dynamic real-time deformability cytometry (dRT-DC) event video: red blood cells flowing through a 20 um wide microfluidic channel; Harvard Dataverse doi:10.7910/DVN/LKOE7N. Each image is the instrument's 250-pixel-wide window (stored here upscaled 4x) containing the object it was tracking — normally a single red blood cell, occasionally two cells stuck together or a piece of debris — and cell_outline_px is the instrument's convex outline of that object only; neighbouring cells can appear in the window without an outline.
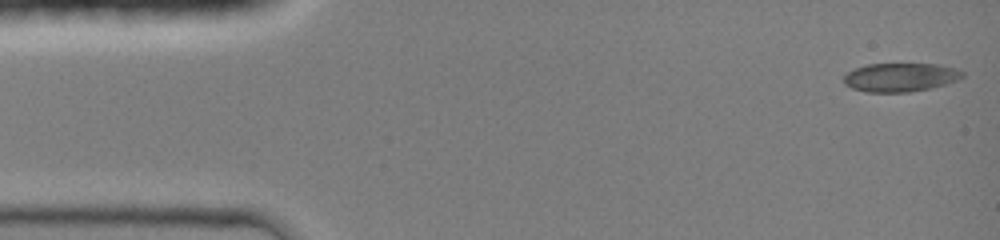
{"species": "common noctule bat (a hibernating species)", "species_latin": "Nyctalus noctula", "temperature_condition": "room temperature", "stored_images_in_passage": 44, "camera_frame_rate_fps": 3000, "um_per_image_px": 0.085, "animal": {"sex": "female", "body_mass_g": 19.0, "forearm_length_mm": 51.5}, "frame": {"image": 1, "passage_image": 1, "time_ms": 0.0, "image_size_px": [1000, 240], "cell_outline_px": [[964, 76], [956, 80], [944, 84], [928, 88], [908, 92], [864, 92], [852, 88], [844, 84], [844, 76], [848, 72], [856, 68], [868, 64], [936, 64], [956, 68], [964, 72]], "centroid_in_image_um": [76.51, 6.57], "position_along_channel_um": 8.5, "area_um2": 19.65}}
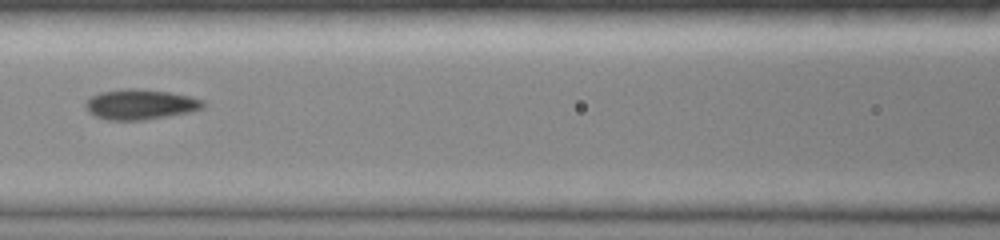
{"frame": {"image": 2, "passage_image": 19, "time_ms": 6.0, "image_size_px": [1000, 240], "cell_outline_px": [[204, 108], [192, 112], [144, 120], [108, 120], [96, 116], [88, 112], [84, 108], [84, 104], [92, 96], [100, 92], [124, 88], [132, 88], [168, 92], [192, 96], [204, 100]], "centroid_in_image_um": [11.94, 8.88], "position_along_channel_um": 154.7, "area_um2": 20.87}}
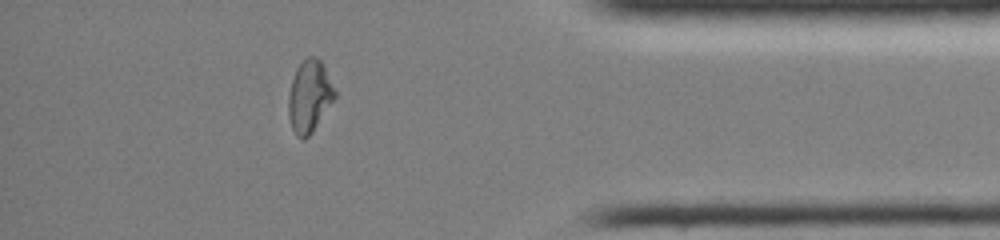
{"frame": {"image": 3, "passage_image": 38, "time_ms": 12.333, "image_size_px": [1000, 240], "cell_outline_px": [[336, 96], [312, 132], [304, 140], [296, 136], [292, 128], [288, 116], [288, 96], [292, 80], [296, 68], [308, 56], [316, 56], [324, 64], [336, 92]], "centroid_in_image_um": [26.3, 8.18], "position_along_channel_um": 408.9, "area_um2": 19.42}, "authors_computed_cell_mechanics": {"area_um2": 19.8543, "velocity_mm_per_s": 4.3268, "shape_relaxation_time_tau1_ms": 6.2431, "shape_relaxation_time_tau2_ms": 1.8488, "deformation_change_tau1": 0.2101, "deformation_change_tau2": 0.0717}}